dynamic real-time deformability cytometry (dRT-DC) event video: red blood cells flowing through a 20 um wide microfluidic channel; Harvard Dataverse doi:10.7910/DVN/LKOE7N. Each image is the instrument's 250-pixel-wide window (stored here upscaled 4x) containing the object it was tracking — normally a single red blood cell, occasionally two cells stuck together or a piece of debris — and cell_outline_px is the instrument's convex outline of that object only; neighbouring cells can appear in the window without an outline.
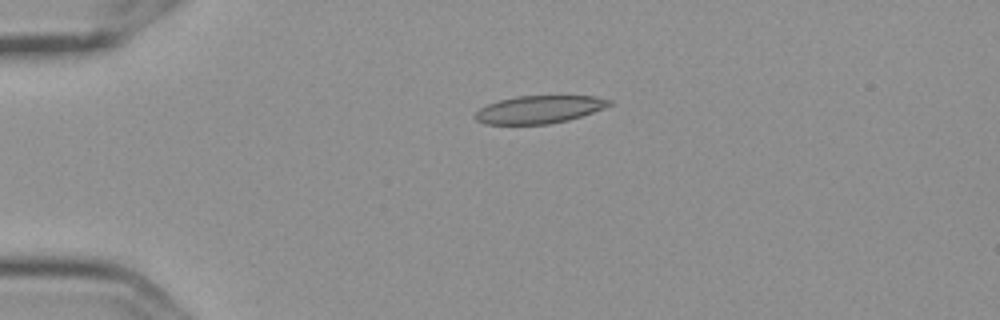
{"species": "Egyptian fruit bat (a non-hibernating species)", "species_latin": "Rousettus aegyptiacus", "temperature_condition": "cold", "stored_images_in_passage": 2, "camera_frame_rate_fps": 3000, "um_per_image_px": 0.085, "frame": {"image": 1, "passage_image": 1, "time_ms": 0.0, "image_size_px": [1000, 320], "cell_outline_px": [[612, 104], [604, 108], [568, 120], [548, 124], [488, 124], [476, 120], [476, 112], [480, 108], [488, 104], [500, 100], [516, 96], [596, 96], [612, 100]], "centroid_in_image_um": [45.86, 9.3], "position_along_channel_um": 39.1, "area_um2": 21.44}}
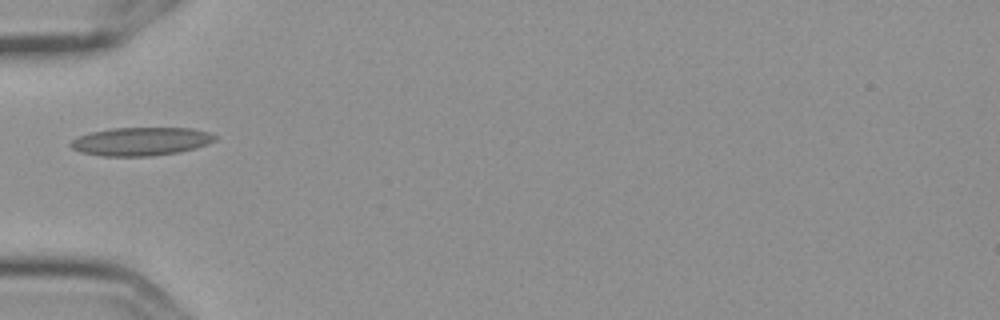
{"frame": {"image": 2, "passage_image": 2, "time_ms": 0.333, "image_size_px": [1000, 320], "cell_outline_px": [[216, 140], [208, 144], [196, 148], [180, 152], [152, 156], [100, 156], [80, 152], [72, 148], [68, 144], [76, 136], [92, 132], [112, 128], [192, 128], [208, 132], [216, 136]], "centroid_in_image_um": [11.96, 12.02], "position_along_channel_um": 73.0, "area_um2": 23.99}}